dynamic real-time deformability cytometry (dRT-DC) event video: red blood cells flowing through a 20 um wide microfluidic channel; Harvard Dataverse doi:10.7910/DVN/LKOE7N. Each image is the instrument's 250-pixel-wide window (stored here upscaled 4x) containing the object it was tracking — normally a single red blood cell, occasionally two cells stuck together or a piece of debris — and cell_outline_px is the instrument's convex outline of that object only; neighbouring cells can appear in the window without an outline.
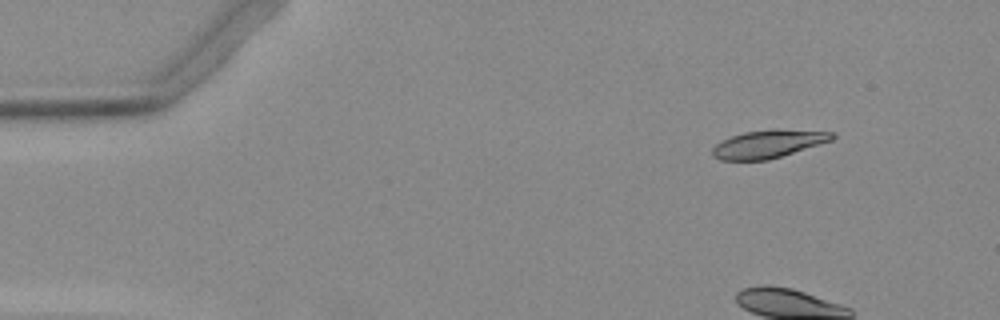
{"species": "Egyptian fruit bat (a non-hibernating species)", "species_latin": "Rousettus aegyptiacus", "temperature_condition": "warm", "stored_images_in_passage": 39, "camera_frame_rate_fps": 3000, "um_per_image_px": 0.085, "animal": {"sex": "female"}, "frame": {"image": 1, "passage_image": 6, "time_ms": 1.667, "image_size_px": [1000, 320], "cell_outline_px": [[836, 136], [832, 140], [768, 160], [720, 160], [712, 156], [712, 148], [720, 140], [744, 132], [772, 128], [776, 128], [836, 132]], "centroid_in_image_um": [65.3, 12.21], "position_along_channel_um": 19.7, "area_um2": 19.71}}